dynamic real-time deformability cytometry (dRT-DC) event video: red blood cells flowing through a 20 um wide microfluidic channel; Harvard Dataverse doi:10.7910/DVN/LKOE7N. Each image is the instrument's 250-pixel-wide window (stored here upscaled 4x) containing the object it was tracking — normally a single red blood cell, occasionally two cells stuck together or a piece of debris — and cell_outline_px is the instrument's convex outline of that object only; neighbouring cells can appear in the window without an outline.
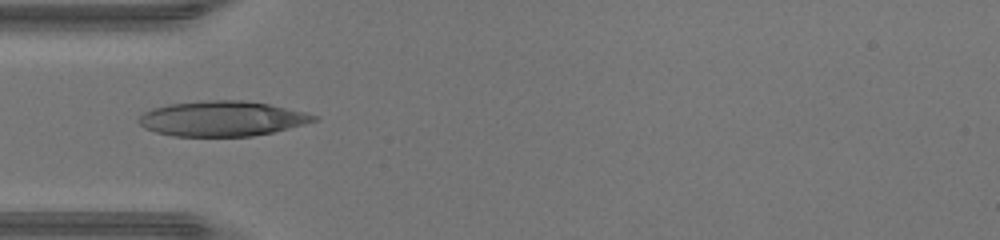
{"species": "human", "species_latin": "Homo sapiens", "temperature_condition": "warm", "stored_images_in_passage": 33, "camera_frame_rate_fps": 3000, "um_per_image_px": 0.085, "donor": {"sex": "male"}, "frame": {"image": 1, "passage_image": 1, "time_ms": 0.0, "image_size_px": [1000, 240], "cell_outline_px": [[320, 116], [316, 120], [304, 124], [272, 132], [252, 136], [172, 136], [156, 132], [144, 128], [136, 120], [144, 112], [152, 108], [168, 104], [204, 100], [244, 100], [268, 104], [304, 112]], "centroid_in_image_um": [18.83, 10.08], "position_along_channel_um": 66.2, "area_um2": 35.78}}
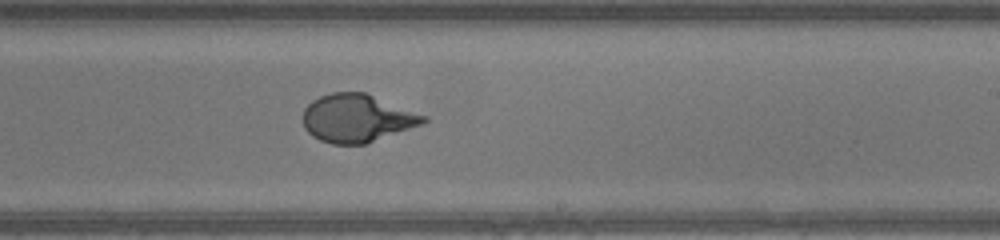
{"frame": {"image": 2, "passage_image": 14, "time_ms": 4.333, "image_size_px": [1000, 240], "cell_outline_px": [[428, 120], [424, 124], [364, 144], [332, 144], [320, 140], [312, 136], [304, 128], [304, 108], [312, 100], [320, 96], [332, 92], [364, 92], [428, 116]], "centroid_in_image_um": [30.36, 10.05], "position_along_channel_um": 258.6, "area_um2": 33.64}}
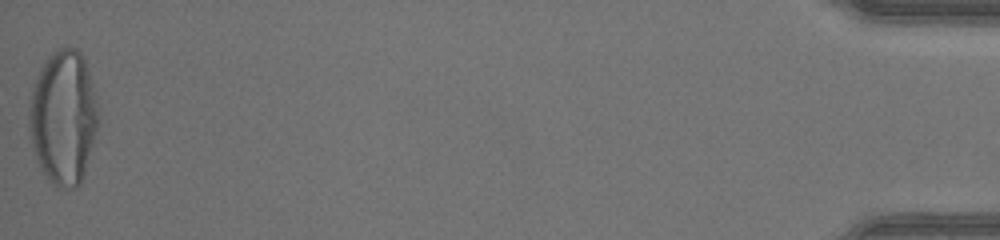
{"frame": {"image": 3, "passage_image": 33, "time_ms": 10.667, "image_size_px": [1000, 240], "cell_outline_px": [[100, 116], [84, 176], [80, 184], [72, 188], [60, 188], [48, 180], [36, 160], [32, 148], [28, 128], [28, 116], [32, 88], [40, 68], [48, 56], [52, 52], [60, 48], [76, 48], [84, 56], [96, 96]], "centroid_in_image_um": [5.38, 9.98], "position_along_channel_um": 429.8, "area_um2": 54.56}, "authors_computed_cell_mechanics": {"area_um2": 34.5644, "velocity_mm_per_s": 4.4021, "shape_relaxation_time_tau1_ms": 6.1835, "shape_relaxation_time_tau2_ms": null, "deformation_change_tau1": 0.3496, "deformation_change_tau2": null}}